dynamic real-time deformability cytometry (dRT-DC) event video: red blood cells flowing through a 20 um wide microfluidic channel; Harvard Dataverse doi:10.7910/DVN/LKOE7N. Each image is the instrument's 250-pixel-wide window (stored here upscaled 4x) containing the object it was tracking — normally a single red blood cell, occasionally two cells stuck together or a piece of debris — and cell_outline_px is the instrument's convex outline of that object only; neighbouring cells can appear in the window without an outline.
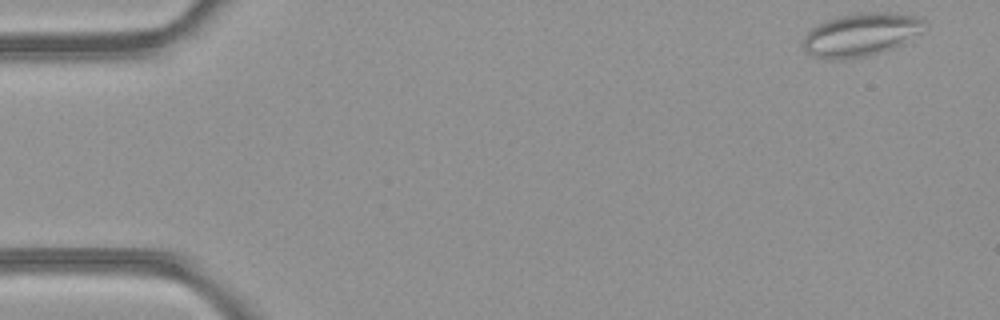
{"species": "common noctule bat (a hibernating species)", "species_latin": "Nyctalus noctula", "temperature_condition": "room temperature", "stored_images_in_passage": 48, "camera_frame_rate_fps": 3000, "um_per_image_px": 0.085, "animal": {"sex": "female", "body_mass_g": 21.9}, "frame": {"image": 1, "passage_image": 1, "time_ms": 0.0, "image_size_px": [1000, 320], "cell_outline_px": [[928, 24], [920, 32], [900, 44], [892, 48], [880, 52], [864, 56], [844, 60], [832, 60], [812, 56], [804, 48], [804, 36], [812, 28], [828, 20], [840, 16], [860, 12], [888, 12], [916, 16], [924, 20]], "centroid_in_image_um": [73.18, 2.94], "position_along_channel_um": 11.8, "area_um2": 30.17}}
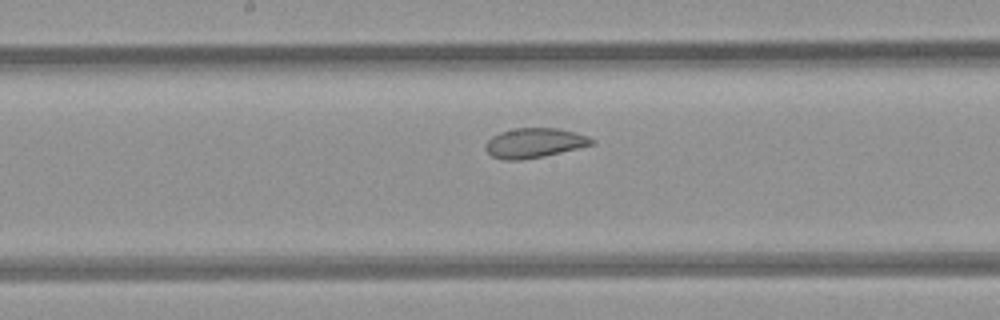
{"frame": {"image": 2, "passage_image": 24, "time_ms": 7.667, "image_size_px": [1000, 320], "cell_outline_px": [[596, 144], [544, 156], [520, 160], [504, 160], [492, 156], [484, 148], [484, 144], [492, 136], [500, 132], [516, 128], [556, 128], [588, 136], [596, 140]], "centroid_in_image_um": [45.42, 12.15], "position_along_channel_um": 202.8, "area_um2": 18.38}}
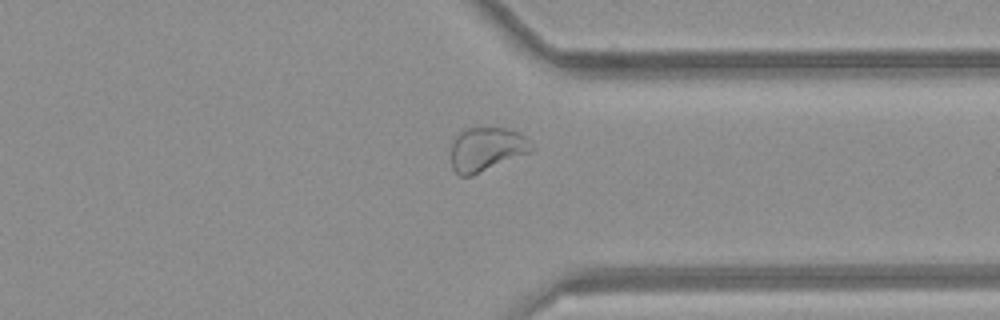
{"frame": {"image": 3, "passage_image": 36, "time_ms": 11.667, "image_size_px": [1000, 320], "cell_outline_px": [[536, 148], [532, 152], [472, 176], [460, 176], [452, 168], [452, 140], [464, 128], [504, 128], [516, 132], [524, 136]], "centroid_in_image_um": [41.37, 12.7], "position_along_channel_um": 370.0, "area_um2": 20.69}, "authors_computed_cell_mechanics": {"area_um2": 23.409, "velocity_mm_per_s": 4.2371, "shape_relaxation_time_tau1_ms": null, "shape_relaxation_time_tau2_ms": 0.8924, "deformation_change_tau1": null, "deformation_change_tau2": 0.0563}}